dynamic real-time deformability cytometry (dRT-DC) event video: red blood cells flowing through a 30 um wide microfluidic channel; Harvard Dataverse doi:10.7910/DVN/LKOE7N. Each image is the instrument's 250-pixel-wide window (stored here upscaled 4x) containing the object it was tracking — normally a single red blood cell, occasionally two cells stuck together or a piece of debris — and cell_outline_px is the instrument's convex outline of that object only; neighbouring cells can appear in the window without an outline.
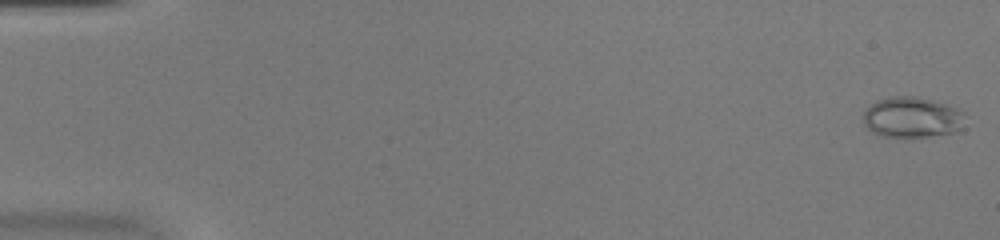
{"species": "common noctule bat (a hibernating species)", "species_latin": "Nyctalus noctula", "temperature_condition": "warm", "stored_images_in_passage": 53, "camera_frame_rate_fps": 3000, "um_per_image_px": 0.085, "animal": {"sex": "female", "body_mass_g": 20.0, "forearm_length_mm": 54.0}, "frame": {"image": 1, "passage_image": 2, "time_ms": 0.333, "image_size_px": [1000, 240], "cell_outline_px": [[964, 128], [952, 132], [928, 136], [880, 136], [872, 132], [864, 124], [864, 112], [876, 100], [888, 96], [912, 96], [932, 100], [948, 104], [964, 112]], "centroid_in_image_um": [77.53, 9.96], "position_along_channel_um": 7.5, "area_um2": 24.04}}
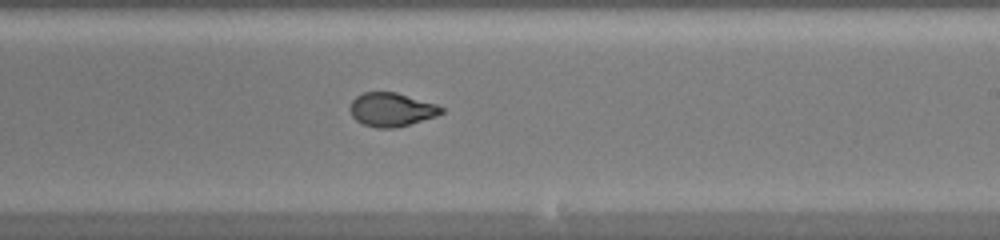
{"frame": {"image": 2, "passage_image": 33, "time_ms": 10.667, "image_size_px": [1000, 240], "cell_outline_px": [[444, 112], [436, 116], [408, 124], [392, 128], [376, 128], [364, 124], [356, 120], [352, 116], [348, 108], [352, 100], [356, 96], [364, 92], [396, 92], [436, 104], [444, 108]], "centroid_in_image_um": [33.25, 9.31], "position_along_channel_um": 255.8, "area_um2": 17.86}}
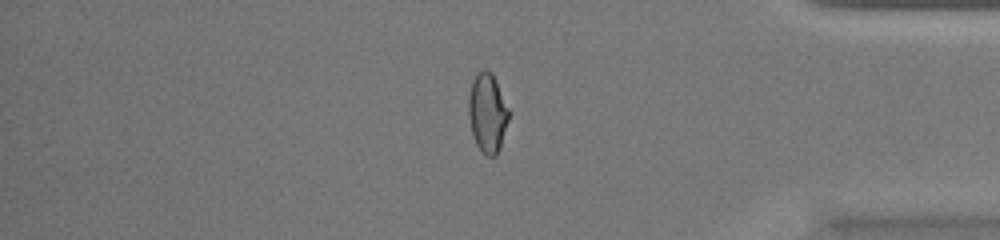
{"frame": {"image": 3, "passage_image": 45, "time_ms": 14.667, "image_size_px": [1000, 240], "cell_outline_px": [[508, 120], [500, 148], [496, 156], [488, 156], [476, 144], [472, 132], [468, 116], [468, 96], [472, 80], [476, 72], [484, 68], [492, 72], [496, 80], [508, 108]], "centroid_in_image_um": [41.41, 9.54], "position_along_channel_um": 393.8, "area_um2": 18.55}}